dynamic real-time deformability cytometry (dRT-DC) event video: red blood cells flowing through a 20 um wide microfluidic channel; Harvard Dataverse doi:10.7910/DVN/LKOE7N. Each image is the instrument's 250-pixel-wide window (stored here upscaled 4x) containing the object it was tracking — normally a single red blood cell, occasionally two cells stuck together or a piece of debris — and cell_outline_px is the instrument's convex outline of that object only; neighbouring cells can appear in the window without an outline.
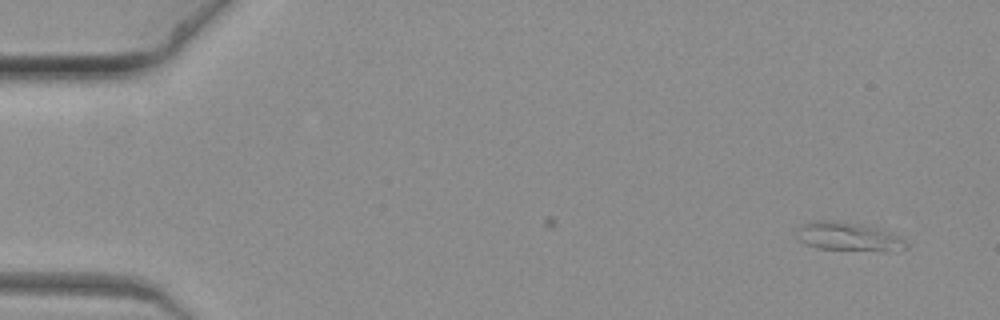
{"species": "common noctule bat (a hibernating species)", "species_latin": "Nyctalus noctula", "temperature_condition": "warm", "stored_images_in_passage": 3, "camera_frame_rate_fps": 3000, "um_per_image_px": 0.085, "animal": {"sex": "female", "body_mass_g": 19.3, "forearm_length_mm": 54.1}, "frame": {"image": 1, "passage_image": 3, "time_ms": 0.667, "image_size_px": [1000, 320], "cell_outline_px": [[908, 248], [816, 248], [800, 240], [796, 236], [800, 224], [812, 220], [824, 220], [860, 224], [896, 236], [904, 240], [908, 244]], "centroid_in_image_um": [71.92, 20.05], "position_along_channel_um": 13.1, "area_um2": 16.65}}